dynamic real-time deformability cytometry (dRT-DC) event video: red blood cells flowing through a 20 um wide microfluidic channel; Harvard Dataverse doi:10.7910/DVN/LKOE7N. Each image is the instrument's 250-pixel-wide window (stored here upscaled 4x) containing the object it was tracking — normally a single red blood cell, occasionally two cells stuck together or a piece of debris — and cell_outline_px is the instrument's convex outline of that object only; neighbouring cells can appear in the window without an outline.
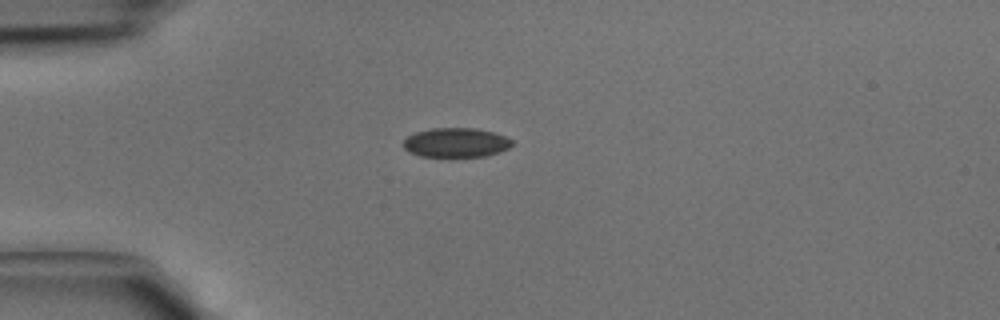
{"species": "common noctule bat (a hibernating species)", "species_latin": "Nyctalus noctula", "temperature_condition": "cold", "stored_images_in_passage": 2, "camera_frame_rate_fps": 3000, "um_per_image_px": 0.085, "animal": {"sex": "male", "body_mass_g": 15.6}, "frame": {"image": 1, "passage_image": 2, "time_ms": 0.333, "image_size_px": [1000, 320], "cell_outline_px": [[512, 144], [508, 148], [500, 152], [484, 156], [452, 160], [448, 160], [420, 156], [404, 148], [404, 140], [408, 136], [416, 132], [432, 128], [476, 128], [496, 132], [512, 140]], "centroid_in_image_um": [38.77, 12.17], "position_along_channel_um": 46.2, "area_um2": 19.42}}